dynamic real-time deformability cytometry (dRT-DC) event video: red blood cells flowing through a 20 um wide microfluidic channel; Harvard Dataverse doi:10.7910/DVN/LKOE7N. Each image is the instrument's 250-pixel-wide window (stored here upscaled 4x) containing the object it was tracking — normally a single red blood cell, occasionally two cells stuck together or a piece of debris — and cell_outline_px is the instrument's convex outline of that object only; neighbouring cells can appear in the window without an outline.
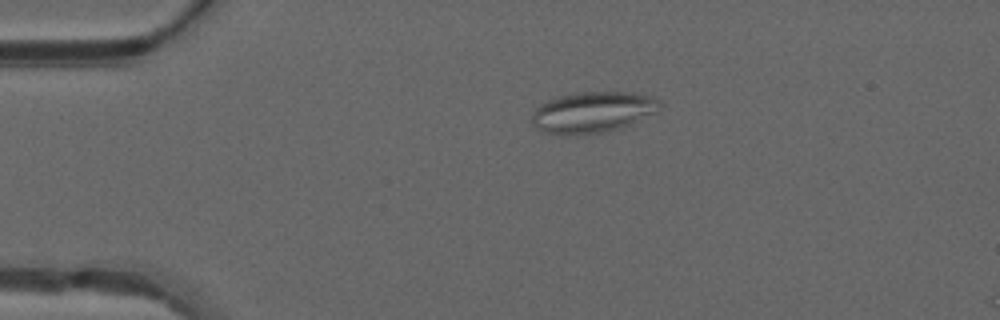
{"species": "common noctule bat (a hibernating species)", "species_latin": "Nyctalus noctula", "temperature_condition": "warm", "stored_images_in_passage": 16, "camera_frame_rate_fps": 3000, "um_per_image_px": 0.085, "animal": {"sex": "male", "forearm_length_mm": 52.5}, "frame": {"image": 1, "passage_image": 11, "time_ms": 3.333, "image_size_px": [1000, 320], "cell_outline_px": [[664, 104], [656, 112], [628, 124], [616, 128], [600, 132], [568, 136], [560, 136], [544, 132], [536, 128], [532, 124], [532, 112], [540, 104], [548, 100], [560, 96], [580, 92], [632, 92], [652, 96], [660, 100]], "centroid_in_image_um": [50.35, 9.53], "position_along_channel_um": 34.6, "area_um2": 30.58}}